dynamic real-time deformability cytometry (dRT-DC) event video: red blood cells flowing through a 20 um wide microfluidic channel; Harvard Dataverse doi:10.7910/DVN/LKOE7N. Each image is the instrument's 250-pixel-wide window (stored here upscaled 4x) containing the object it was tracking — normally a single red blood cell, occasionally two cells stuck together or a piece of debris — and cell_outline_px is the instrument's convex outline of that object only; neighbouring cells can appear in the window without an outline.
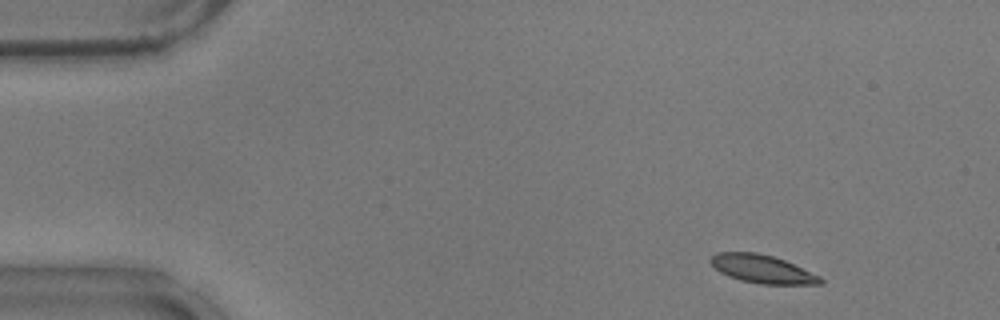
{"species": "common noctule bat (a hibernating species)", "species_latin": "Nyctalus noctula", "temperature_condition": "warm", "stored_images_in_passage": 51, "camera_frame_rate_fps": 3000, "um_per_image_px": 0.085, "animal": {"sex": "male", "body_mass_g": 17.9}, "frame": {"image": 1, "passage_image": 3, "time_ms": 0.667, "image_size_px": [1000, 320], "cell_outline_px": [[824, 280], [820, 284], [760, 284], [740, 280], [728, 276], [720, 272], [708, 260], [716, 252], [756, 252], [772, 256], [784, 260], [820, 276]], "centroid_in_image_um": [64.77, 22.86], "position_along_channel_um": 20.2, "area_um2": 17.92}}
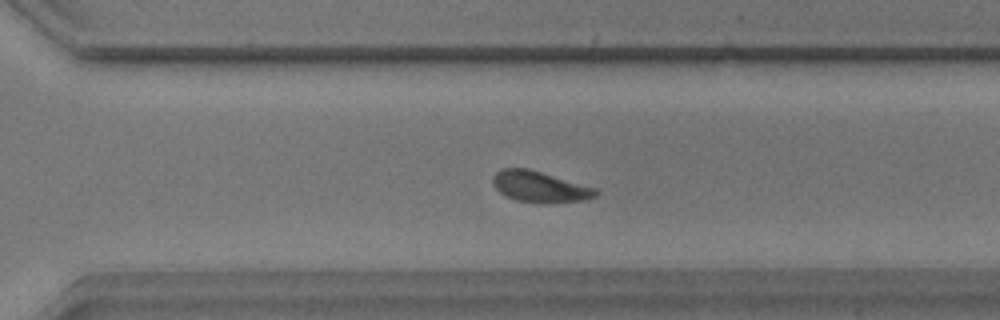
{"frame": {"image": 2, "passage_image": 35, "time_ms": 11.333, "image_size_px": [1000, 320], "cell_outline_px": [[600, 192], [596, 196], [584, 200], [516, 200], [500, 192], [492, 184], [492, 176], [500, 168], [528, 168], [600, 188]], "centroid_in_image_um": [45.9, 15.8], "position_along_channel_um": 324.7, "area_um2": 18.03}}
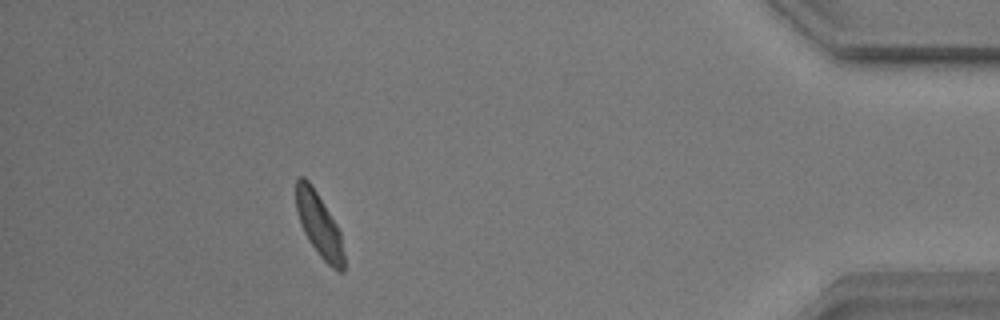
{"frame": {"image": 3, "passage_image": 46, "time_ms": 15.0, "image_size_px": [1000, 320], "cell_outline_px": [[344, 272], [340, 272], [332, 268], [320, 256], [308, 240], [300, 224], [296, 212], [296, 180], [300, 176], [304, 176], [308, 180], [316, 192], [336, 224], [340, 232], [344, 256]], "centroid_in_image_um": [27.1, 19.13], "position_along_channel_um": 408.1, "area_um2": 17.57}, "authors_computed_cell_mechanics": {"area_um2": 18.3804, "velocity_mm_per_s": 3.6962, "shape_relaxation_time_tau1_ms": 2.7154, "shape_relaxation_time_tau2_ms": 2.2739, "deformation_change_tau1": 0.11, "deformation_change_tau2": 0.0806}}